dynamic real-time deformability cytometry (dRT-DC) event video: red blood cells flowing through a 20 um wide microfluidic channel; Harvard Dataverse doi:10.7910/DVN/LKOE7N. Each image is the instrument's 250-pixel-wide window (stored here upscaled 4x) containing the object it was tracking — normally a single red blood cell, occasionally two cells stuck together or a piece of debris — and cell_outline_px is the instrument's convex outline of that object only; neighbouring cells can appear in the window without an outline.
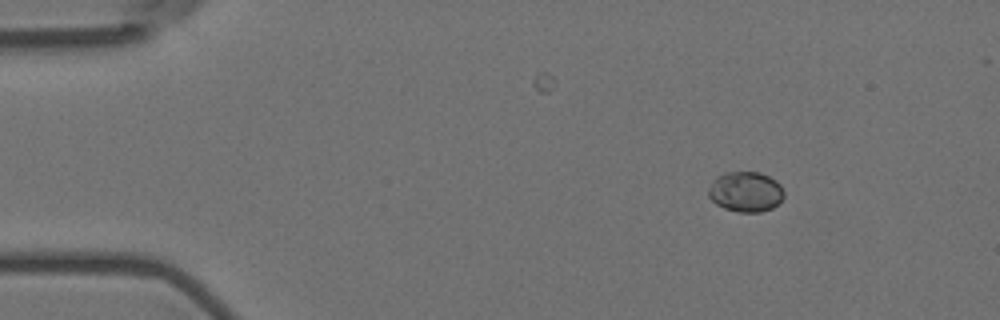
{"species": "Egyptian fruit bat (a non-hibernating species)", "species_latin": "Rousettus aegyptiacus", "temperature_condition": "room temperature", "stored_images_in_passage": 9, "camera_frame_rate_fps": 3000, "um_per_image_px": 0.085, "animal": {"sex": "female"}, "frame": {"image": 1, "passage_image": 1, "time_ms": 0.0, "image_size_px": [1000, 320], "cell_outline_px": [[784, 196], [780, 204], [772, 208], [760, 212], [736, 212], [724, 208], [716, 204], [708, 196], [708, 188], [712, 180], [716, 176], [724, 172], [760, 172], [776, 180], [780, 184], [784, 192]], "centroid_in_image_um": [63.38, 16.3], "position_along_channel_um": 21.6, "area_um2": 18.03}}
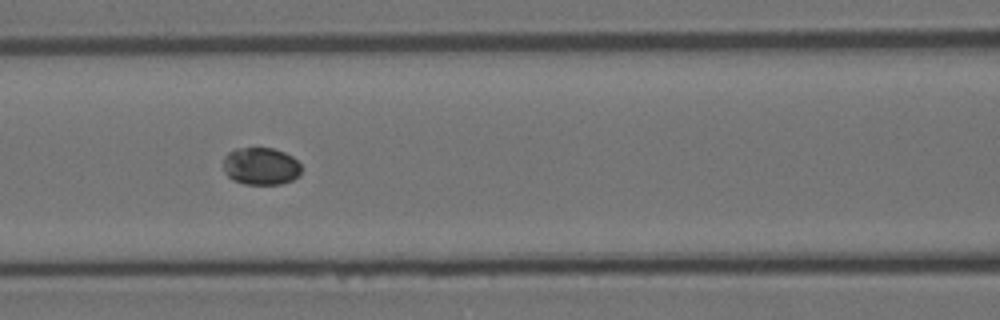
{"frame": {"image": 2, "passage_image": 6, "time_ms": 1.667, "image_size_px": [1000, 320], "cell_outline_px": [[300, 176], [292, 180], [280, 184], [244, 184], [232, 180], [224, 172], [224, 156], [228, 152], [236, 148], [272, 148], [284, 152], [292, 156], [300, 164]], "centroid_in_image_um": [22.16, 14.13], "position_along_channel_um": 144.4, "area_um2": 17.11}}
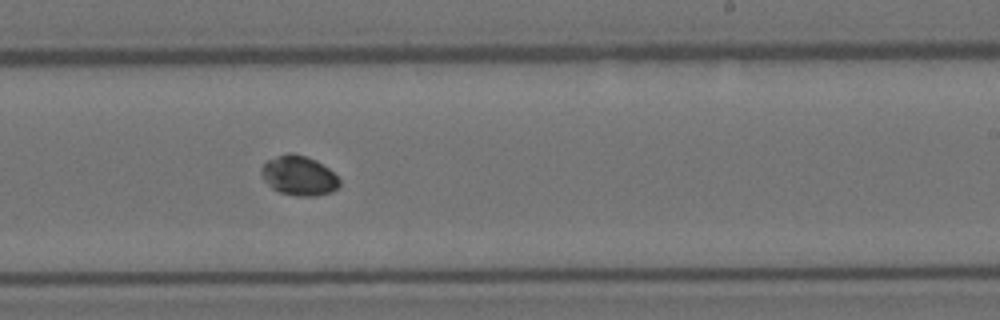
{"frame": {"image": 3, "passage_image": 9, "time_ms": 2.667, "image_size_px": [1000, 320], "cell_outline_px": [[340, 184], [332, 192], [316, 196], [296, 196], [280, 192], [272, 188], [260, 176], [260, 168], [268, 160], [276, 156], [288, 152], [292, 152], [316, 160], [328, 168], [340, 180]], "centroid_in_image_um": [25.38, 14.93], "position_along_channel_um": 263.6, "area_um2": 18.09}}